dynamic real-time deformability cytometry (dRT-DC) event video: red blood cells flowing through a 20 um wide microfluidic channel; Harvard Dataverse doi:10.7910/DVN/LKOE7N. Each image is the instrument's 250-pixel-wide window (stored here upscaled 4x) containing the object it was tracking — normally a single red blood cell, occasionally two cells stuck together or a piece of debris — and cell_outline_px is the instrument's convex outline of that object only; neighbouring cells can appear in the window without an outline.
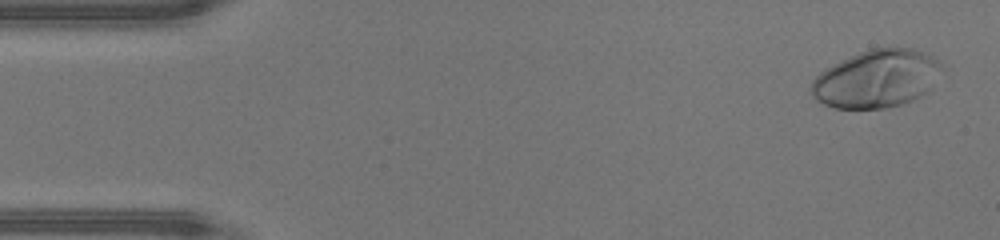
{"species": "human", "species_latin": "Homo sapiens", "temperature_condition": "warm", "stored_images_in_passage": 46, "camera_frame_rate_fps": 3000, "um_per_image_px": 0.085, "donor": {"sex": "male"}, "frame": {"image": 1, "passage_image": 2, "time_ms": 0.333, "image_size_px": [1000, 240], "cell_outline_px": [[940, 64], [932, 88], [928, 92], [912, 100], [900, 104], [884, 108], [836, 108], [824, 104], [816, 100], [812, 96], [808, 88], [812, 80], [820, 72], [860, 52], [872, 48], [892, 44], [912, 48], [924, 52], [932, 56]], "centroid_in_image_um": [74.49, 6.68], "position_along_channel_um": 10.5, "area_um2": 43.93}}
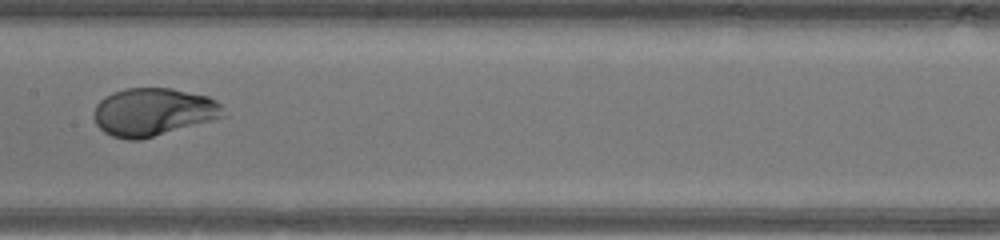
{"frame": {"image": 2, "passage_image": 23, "time_ms": 7.333, "image_size_px": [1000, 240], "cell_outline_px": [[220, 116], [212, 120], [140, 140], [128, 140], [112, 136], [104, 132], [96, 124], [92, 116], [96, 104], [104, 96], [112, 92], [124, 88], [172, 88], [208, 96], [216, 100], [220, 104]], "centroid_in_image_um": [12.93, 9.51], "position_along_channel_um": 194.5, "area_um2": 35.89}}
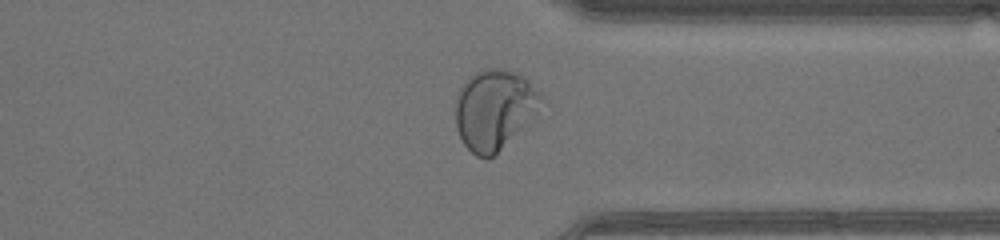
{"frame": {"image": 3, "passage_image": 35, "time_ms": 11.333, "image_size_px": [1000, 240], "cell_outline_px": [[544, 100], [536, 112], [488, 160], [476, 156], [464, 144], [456, 128], [456, 92], [464, 80], [476, 72], [484, 68], [500, 68], [524, 76], [528, 80]], "centroid_in_image_um": [41.95, 9.26], "position_along_channel_um": 369.4, "area_um2": 39.25}, "authors_computed_cell_mechanics": {"area_um2": 38.2925, "velocity_mm_per_s": 4.4323, "shape_relaxation_time_tau1_ms": 3.002, "shape_relaxation_time_tau2_ms": null, "deformation_change_tau1": 0.2411, "deformation_change_tau2": null}}